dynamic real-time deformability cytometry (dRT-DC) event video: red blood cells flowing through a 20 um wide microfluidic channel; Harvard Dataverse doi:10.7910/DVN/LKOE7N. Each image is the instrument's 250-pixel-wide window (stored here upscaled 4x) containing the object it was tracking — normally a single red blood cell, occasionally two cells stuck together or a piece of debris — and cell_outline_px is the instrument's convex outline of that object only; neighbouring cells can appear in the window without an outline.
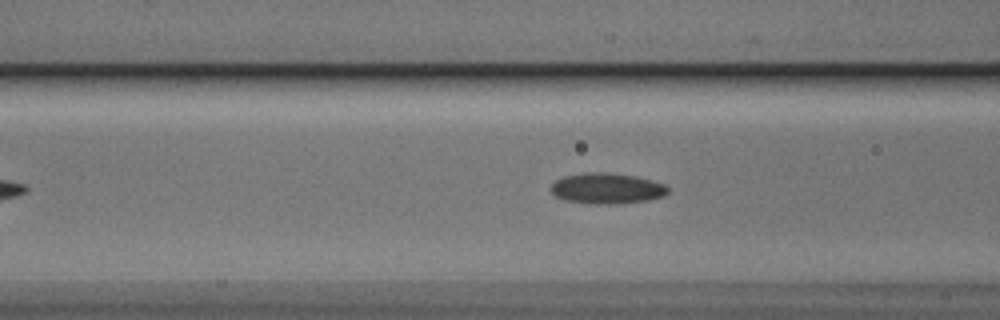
{"species": "Egyptian fruit bat (a non-hibernating species)", "species_latin": "Rousettus aegyptiacus", "temperature_condition": "cold", "stored_images_in_passage": 41, "camera_frame_rate_fps": 3000, "um_per_image_px": 0.085, "animal": {"sex": "male"}, "frame": {"image": 1, "passage_image": 16, "time_ms": 5.0, "image_size_px": [1000, 320], "cell_outline_px": [[668, 192], [664, 196], [648, 200], [616, 204], [592, 204], [564, 200], [556, 196], [552, 192], [552, 184], [556, 180], [564, 176], [588, 172], [600, 172], [636, 176], [652, 180], [664, 184], [668, 188]], "centroid_in_image_um": [51.6, 16.02], "position_along_channel_um": 115.0, "area_um2": 20.87}}
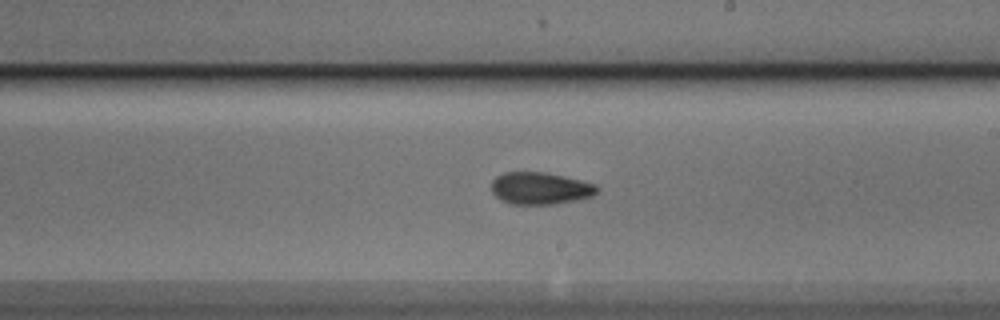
{"frame": {"image": 2, "passage_image": 26, "time_ms": 8.333, "image_size_px": [1000, 320], "cell_outline_px": [[600, 188], [592, 196], [580, 200], [556, 204], [508, 204], [500, 200], [492, 192], [492, 180], [496, 176], [504, 172], [544, 172], [580, 180], [596, 184]], "centroid_in_image_um": [45.92, 16.02], "position_along_channel_um": 243.1, "area_um2": 19.94}}
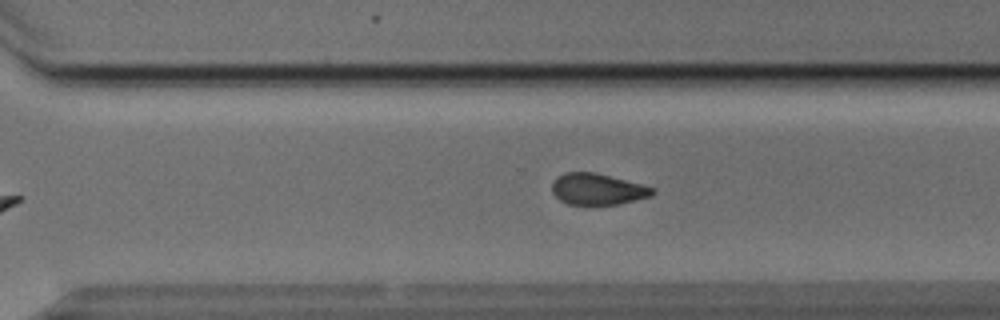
{"frame": {"image": 3, "passage_image": 32, "time_ms": 10.333, "image_size_px": [1000, 320], "cell_outline_px": [[656, 192], [652, 196], [616, 204], [568, 204], [560, 200], [552, 192], [552, 184], [564, 172], [592, 172], [656, 188]], "centroid_in_image_um": [50.8, 16.08], "position_along_channel_um": 319.8, "area_um2": 17.92}, "authors_computed_cell_mechanics": {"area_um2": 19.7676, "velocity_mm_per_s": 3.8458, "shape_relaxation_time_tau1_ms": 4.9274, "shape_relaxation_time_tau2_ms": 2.3411, "deformation_change_tau1": 0.1169, "deformation_change_tau2": 0.0777}}